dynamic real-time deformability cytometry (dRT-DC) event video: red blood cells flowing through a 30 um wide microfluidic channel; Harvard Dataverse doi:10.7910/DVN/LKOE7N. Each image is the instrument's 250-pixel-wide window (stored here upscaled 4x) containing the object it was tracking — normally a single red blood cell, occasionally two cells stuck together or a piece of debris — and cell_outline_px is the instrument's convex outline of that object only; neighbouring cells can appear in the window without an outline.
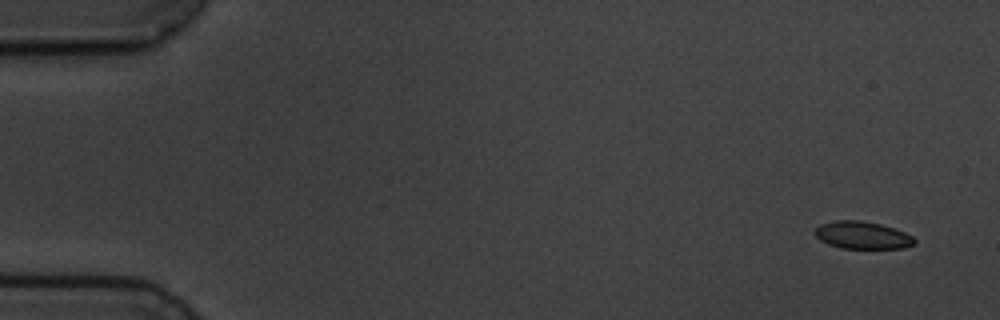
{"species": "common noctule bat (a hibernating species)", "species_latin": "Nyctalus noctula", "temperature_condition": "cold", "stored_images_in_passage": 3, "camera_frame_rate_fps": 3000, "um_per_image_px": 0.085, "animal": {"sex": "male", "body_mass_g": 19.5, "forearm_length_mm": 54.6}, "frame": {"image": 1, "passage_image": 1, "time_ms": 0.0, "image_size_px": [1000, 320], "cell_outline_px": [[916, 244], [904, 248], [840, 248], [828, 244], [820, 240], [812, 232], [820, 224], [836, 220], [856, 220], [880, 224], [904, 232], [912, 236], [916, 240]], "centroid_in_image_um": [73.28, 20.0], "position_along_channel_um": 11.7, "area_um2": 15.9}}